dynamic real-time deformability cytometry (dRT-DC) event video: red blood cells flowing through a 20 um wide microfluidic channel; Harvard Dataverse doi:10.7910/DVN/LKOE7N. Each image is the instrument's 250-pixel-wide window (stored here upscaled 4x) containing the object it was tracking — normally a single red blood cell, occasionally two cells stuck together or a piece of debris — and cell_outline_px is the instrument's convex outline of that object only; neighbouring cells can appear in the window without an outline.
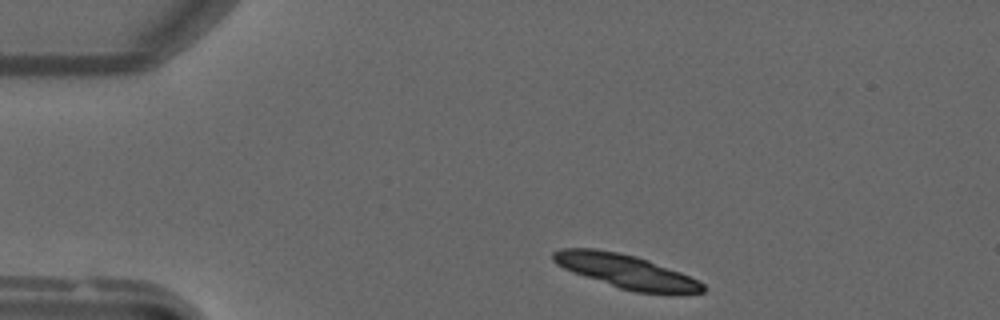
{"species": "common noctule bat (a hibernating species)", "species_latin": "Nyctalus noctula", "temperature_condition": "warm", "stored_images_in_passage": 12, "camera_frame_rate_fps": 3000, "um_per_image_px": 0.085, "animal": {"sex": "male", "forearm_length_mm": 52.5}, "frame": {"image": 1, "passage_image": 2, "time_ms": 0.333, "image_size_px": [1000, 320], "cell_outline_px": [[708, 288], [704, 292], [672, 296], [636, 292], [620, 288], [572, 272], [556, 264], [552, 260], [552, 252], [560, 248], [596, 248], [636, 256], [648, 260], [680, 272], [704, 284]], "centroid_in_image_um": [53.26, 23.1], "position_along_channel_um": 31.7, "area_um2": 29.88}}